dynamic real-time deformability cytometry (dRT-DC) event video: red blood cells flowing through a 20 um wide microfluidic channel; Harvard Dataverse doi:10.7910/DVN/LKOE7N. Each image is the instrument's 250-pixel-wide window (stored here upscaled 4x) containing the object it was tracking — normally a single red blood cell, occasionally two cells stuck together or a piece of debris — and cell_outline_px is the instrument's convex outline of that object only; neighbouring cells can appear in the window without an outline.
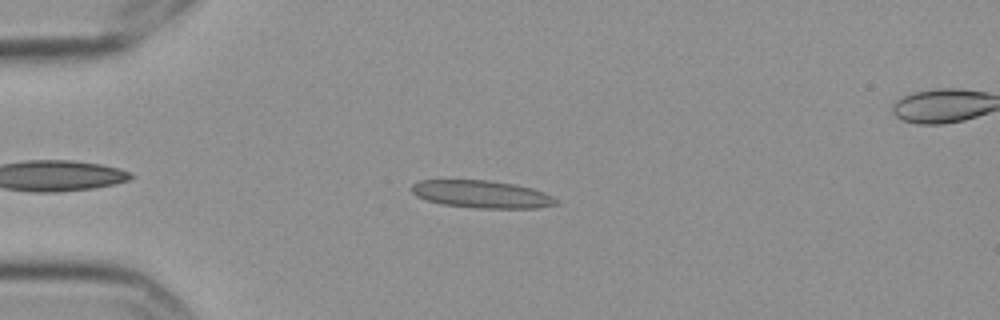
{"species": "Egyptian fruit bat (a non-hibernating species)", "species_latin": "Rousettus aegyptiacus", "temperature_condition": "cold", "stored_images_in_passage": 8, "camera_frame_rate_fps": 3000, "um_per_image_px": 0.085, "frame": {"image": 1, "passage_image": 3, "time_ms": 0.667, "image_size_px": [1000, 320], "cell_outline_px": [[560, 204], [536, 208], [476, 208], [440, 204], [416, 196], [412, 192], [412, 184], [420, 180], [488, 180], [516, 184], [532, 188], [544, 192], [560, 200]], "centroid_in_image_um": [40.99, 16.51], "position_along_channel_um": 44.0, "area_um2": 23.35}}
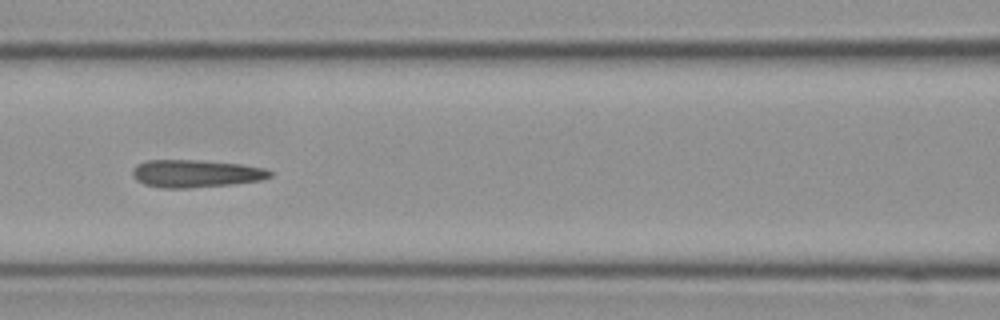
{"frame": {"image": 2, "passage_image": 6, "time_ms": 1.667, "image_size_px": [1000, 320], "cell_outline_px": [[276, 172], [272, 176], [260, 180], [232, 184], [188, 188], [160, 188], [144, 184], [136, 180], [132, 176], [132, 168], [136, 164], [148, 160], [196, 160], [240, 164], [264, 168]], "centroid_in_image_um": [16.62, 14.75], "position_along_channel_um": 150.0, "area_um2": 22.25}}
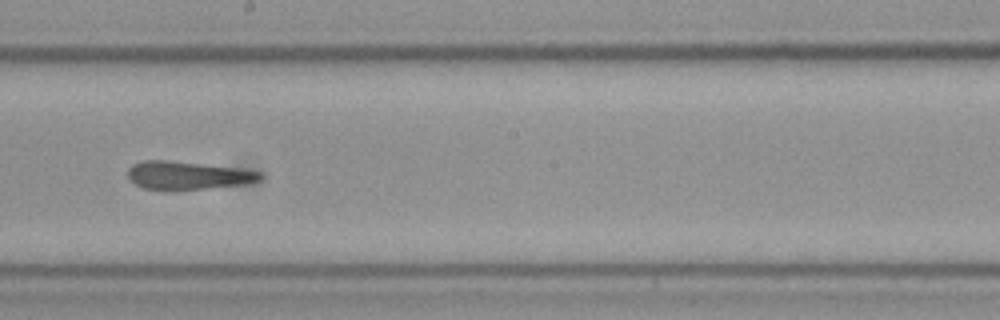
{"frame": {"image": 3, "passage_image": 8, "time_ms": 2.333, "image_size_px": [1000, 320], "cell_outline_px": [[264, 176], [260, 180], [244, 184], [168, 192], [144, 188], [136, 184], [128, 176], [128, 168], [132, 164], [144, 160], [168, 160], [236, 168], [260, 172]], "centroid_in_image_um": [15.91, 14.93], "position_along_channel_um": 232.3, "area_um2": 21.85}}